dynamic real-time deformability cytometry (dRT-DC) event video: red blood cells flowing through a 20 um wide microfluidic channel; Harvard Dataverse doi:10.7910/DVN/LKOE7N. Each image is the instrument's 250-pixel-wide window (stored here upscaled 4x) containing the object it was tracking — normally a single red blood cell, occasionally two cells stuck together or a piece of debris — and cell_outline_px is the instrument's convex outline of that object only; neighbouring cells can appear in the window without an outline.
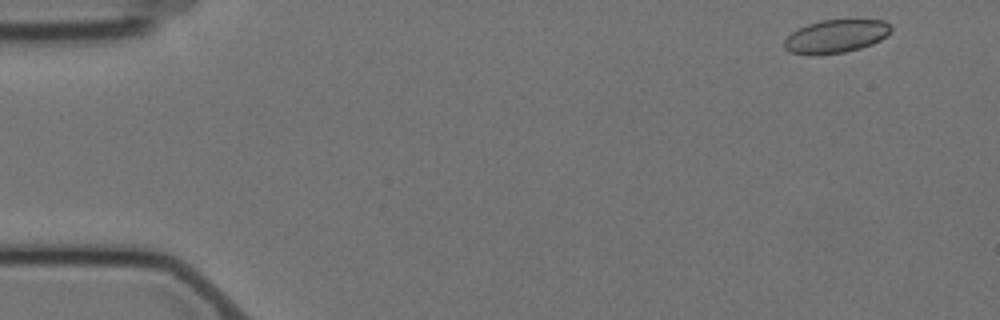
{"species": "Egyptian fruit bat (a non-hibernating species)", "species_latin": "Rousettus aegyptiacus", "temperature_condition": "cold", "stored_images_in_passage": 3, "camera_frame_rate_fps": 3000, "um_per_image_px": 0.085, "animal": {"sex": "female"}, "frame": {"image": 1, "passage_image": 1, "time_ms": 0.0, "image_size_px": [1000, 320], "cell_outline_px": [[892, 28], [888, 36], [872, 44], [860, 48], [844, 52], [788, 52], [784, 48], [784, 40], [796, 28], [820, 20], [884, 20]], "centroid_in_image_um": [71.08, 3.04], "position_along_channel_um": 13.9, "area_um2": 20.06}}